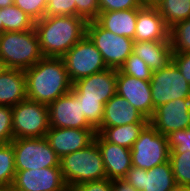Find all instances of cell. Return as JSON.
<instances>
[{"label":"cell","instance_id":"obj_6","mask_svg":"<svg viewBox=\"0 0 190 191\" xmlns=\"http://www.w3.org/2000/svg\"><path fill=\"white\" fill-rule=\"evenodd\" d=\"M167 136L159 133L150 123L140 132L131 148L132 166L144 170L169 161Z\"/></svg>","mask_w":190,"mask_h":191},{"label":"cell","instance_id":"obj_42","mask_svg":"<svg viewBox=\"0 0 190 191\" xmlns=\"http://www.w3.org/2000/svg\"><path fill=\"white\" fill-rule=\"evenodd\" d=\"M14 0H0V8H5L13 5Z\"/></svg>","mask_w":190,"mask_h":191},{"label":"cell","instance_id":"obj_1","mask_svg":"<svg viewBox=\"0 0 190 191\" xmlns=\"http://www.w3.org/2000/svg\"><path fill=\"white\" fill-rule=\"evenodd\" d=\"M27 99L49 105L69 93L72 83L62 58L43 57L25 70Z\"/></svg>","mask_w":190,"mask_h":191},{"label":"cell","instance_id":"obj_15","mask_svg":"<svg viewBox=\"0 0 190 191\" xmlns=\"http://www.w3.org/2000/svg\"><path fill=\"white\" fill-rule=\"evenodd\" d=\"M123 180L137 191H169L176 184L169 161L150 170L132 166Z\"/></svg>","mask_w":190,"mask_h":191},{"label":"cell","instance_id":"obj_7","mask_svg":"<svg viewBox=\"0 0 190 191\" xmlns=\"http://www.w3.org/2000/svg\"><path fill=\"white\" fill-rule=\"evenodd\" d=\"M86 35L102 54L108 68L119 69L133 53V39L117 36L102 28L95 20L87 22Z\"/></svg>","mask_w":190,"mask_h":191},{"label":"cell","instance_id":"obj_14","mask_svg":"<svg viewBox=\"0 0 190 191\" xmlns=\"http://www.w3.org/2000/svg\"><path fill=\"white\" fill-rule=\"evenodd\" d=\"M48 107L50 127L94 129L82 112L81 102L71 91L51 102Z\"/></svg>","mask_w":190,"mask_h":191},{"label":"cell","instance_id":"obj_21","mask_svg":"<svg viewBox=\"0 0 190 191\" xmlns=\"http://www.w3.org/2000/svg\"><path fill=\"white\" fill-rule=\"evenodd\" d=\"M133 54L142 59L152 71L167 67L172 62L170 41H136Z\"/></svg>","mask_w":190,"mask_h":191},{"label":"cell","instance_id":"obj_9","mask_svg":"<svg viewBox=\"0 0 190 191\" xmlns=\"http://www.w3.org/2000/svg\"><path fill=\"white\" fill-rule=\"evenodd\" d=\"M11 144L14 149L16 170L60 167V158L45 137L16 138Z\"/></svg>","mask_w":190,"mask_h":191},{"label":"cell","instance_id":"obj_30","mask_svg":"<svg viewBox=\"0 0 190 191\" xmlns=\"http://www.w3.org/2000/svg\"><path fill=\"white\" fill-rule=\"evenodd\" d=\"M119 70L126 75L133 76L138 79L150 81L152 77V70L149 66L135 54H131L119 68Z\"/></svg>","mask_w":190,"mask_h":191},{"label":"cell","instance_id":"obj_16","mask_svg":"<svg viewBox=\"0 0 190 191\" xmlns=\"http://www.w3.org/2000/svg\"><path fill=\"white\" fill-rule=\"evenodd\" d=\"M116 77V93L149 120L154 113L150 81L123 74L119 69H117Z\"/></svg>","mask_w":190,"mask_h":191},{"label":"cell","instance_id":"obj_40","mask_svg":"<svg viewBox=\"0 0 190 191\" xmlns=\"http://www.w3.org/2000/svg\"><path fill=\"white\" fill-rule=\"evenodd\" d=\"M112 188H113V191H137L134 187L126 183L123 179L113 180Z\"/></svg>","mask_w":190,"mask_h":191},{"label":"cell","instance_id":"obj_4","mask_svg":"<svg viewBox=\"0 0 190 191\" xmlns=\"http://www.w3.org/2000/svg\"><path fill=\"white\" fill-rule=\"evenodd\" d=\"M0 57L8 69L25 71L35 65L44 57L35 28L22 32L1 33Z\"/></svg>","mask_w":190,"mask_h":191},{"label":"cell","instance_id":"obj_43","mask_svg":"<svg viewBox=\"0 0 190 191\" xmlns=\"http://www.w3.org/2000/svg\"><path fill=\"white\" fill-rule=\"evenodd\" d=\"M7 69H8V67L6 66V63H5L4 60L0 57V75H1L2 73H4Z\"/></svg>","mask_w":190,"mask_h":191},{"label":"cell","instance_id":"obj_19","mask_svg":"<svg viewBox=\"0 0 190 191\" xmlns=\"http://www.w3.org/2000/svg\"><path fill=\"white\" fill-rule=\"evenodd\" d=\"M170 29L152 3L138 8L136 31L133 41H170Z\"/></svg>","mask_w":190,"mask_h":191},{"label":"cell","instance_id":"obj_32","mask_svg":"<svg viewBox=\"0 0 190 191\" xmlns=\"http://www.w3.org/2000/svg\"><path fill=\"white\" fill-rule=\"evenodd\" d=\"M78 16V0H47L45 17Z\"/></svg>","mask_w":190,"mask_h":191},{"label":"cell","instance_id":"obj_33","mask_svg":"<svg viewBox=\"0 0 190 191\" xmlns=\"http://www.w3.org/2000/svg\"><path fill=\"white\" fill-rule=\"evenodd\" d=\"M13 4L19 7L34 22L45 17L47 0H14Z\"/></svg>","mask_w":190,"mask_h":191},{"label":"cell","instance_id":"obj_46","mask_svg":"<svg viewBox=\"0 0 190 191\" xmlns=\"http://www.w3.org/2000/svg\"><path fill=\"white\" fill-rule=\"evenodd\" d=\"M64 191H73L72 188L68 187L67 189H65Z\"/></svg>","mask_w":190,"mask_h":191},{"label":"cell","instance_id":"obj_22","mask_svg":"<svg viewBox=\"0 0 190 191\" xmlns=\"http://www.w3.org/2000/svg\"><path fill=\"white\" fill-rule=\"evenodd\" d=\"M138 9L100 12L95 21L117 36L134 39Z\"/></svg>","mask_w":190,"mask_h":191},{"label":"cell","instance_id":"obj_23","mask_svg":"<svg viewBox=\"0 0 190 191\" xmlns=\"http://www.w3.org/2000/svg\"><path fill=\"white\" fill-rule=\"evenodd\" d=\"M27 99L25 71L7 69L0 75V105L15 106Z\"/></svg>","mask_w":190,"mask_h":191},{"label":"cell","instance_id":"obj_3","mask_svg":"<svg viewBox=\"0 0 190 191\" xmlns=\"http://www.w3.org/2000/svg\"><path fill=\"white\" fill-rule=\"evenodd\" d=\"M60 169L70 188L106 178L101 152L95 141L84 149L63 156Z\"/></svg>","mask_w":190,"mask_h":191},{"label":"cell","instance_id":"obj_10","mask_svg":"<svg viewBox=\"0 0 190 191\" xmlns=\"http://www.w3.org/2000/svg\"><path fill=\"white\" fill-rule=\"evenodd\" d=\"M150 85L154 110L172 100L190 98V84L173 62L153 71Z\"/></svg>","mask_w":190,"mask_h":191},{"label":"cell","instance_id":"obj_18","mask_svg":"<svg viewBox=\"0 0 190 191\" xmlns=\"http://www.w3.org/2000/svg\"><path fill=\"white\" fill-rule=\"evenodd\" d=\"M101 152L106 178L122 180L132 167L131 149L106 141L99 133L94 140Z\"/></svg>","mask_w":190,"mask_h":191},{"label":"cell","instance_id":"obj_31","mask_svg":"<svg viewBox=\"0 0 190 191\" xmlns=\"http://www.w3.org/2000/svg\"><path fill=\"white\" fill-rule=\"evenodd\" d=\"M88 123L97 131L101 127L104 104L98 100L78 99Z\"/></svg>","mask_w":190,"mask_h":191},{"label":"cell","instance_id":"obj_27","mask_svg":"<svg viewBox=\"0 0 190 191\" xmlns=\"http://www.w3.org/2000/svg\"><path fill=\"white\" fill-rule=\"evenodd\" d=\"M169 162L176 184L190 187V150H170Z\"/></svg>","mask_w":190,"mask_h":191},{"label":"cell","instance_id":"obj_28","mask_svg":"<svg viewBox=\"0 0 190 191\" xmlns=\"http://www.w3.org/2000/svg\"><path fill=\"white\" fill-rule=\"evenodd\" d=\"M15 174L13 145L11 143L0 144V187L11 188Z\"/></svg>","mask_w":190,"mask_h":191},{"label":"cell","instance_id":"obj_12","mask_svg":"<svg viewBox=\"0 0 190 191\" xmlns=\"http://www.w3.org/2000/svg\"><path fill=\"white\" fill-rule=\"evenodd\" d=\"M149 123L164 136L190 127V98L172 100L154 110Z\"/></svg>","mask_w":190,"mask_h":191},{"label":"cell","instance_id":"obj_8","mask_svg":"<svg viewBox=\"0 0 190 191\" xmlns=\"http://www.w3.org/2000/svg\"><path fill=\"white\" fill-rule=\"evenodd\" d=\"M62 59L72 84L108 69L102 54L87 35L79 40Z\"/></svg>","mask_w":190,"mask_h":191},{"label":"cell","instance_id":"obj_35","mask_svg":"<svg viewBox=\"0 0 190 191\" xmlns=\"http://www.w3.org/2000/svg\"><path fill=\"white\" fill-rule=\"evenodd\" d=\"M13 139L12 107L0 105V144L11 143Z\"/></svg>","mask_w":190,"mask_h":191},{"label":"cell","instance_id":"obj_41","mask_svg":"<svg viewBox=\"0 0 190 191\" xmlns=\"http://www.w3.org/2000/svg\"><path fill=\"white\" fill-rule=\"evenodd\" d=\"M169 191H190V187L175 184Z\"/></svg>","mask_w":190,"mask_h":191},{"label":"cell","instance_id":"obj_5","mask_svg":"<svg viewBox=\"0 0 190 191\" xmlns=\"http://www.w3.org/2000/svg\"><path fill=\"white\" fill-rule=\"evenodd\" d=\"M49 107L29 99L12 106L13 137L43 138L49 130Z\"/></svg>","mask_w":190,"mask_h":191},{"label":"cell","instance_id":"obj_11","mask_svg":"<svg viewBox=\"0 0 190 191\" xmlns=\"http://www.w3.org/2000/svg\"><path fill=\"white\" fill-rule=\"evenodd\" d=\"M67 185L60 167L16 170L12 191H64Z\"/></svg>","mask_w":190,"mask_h":191},{"label":"cell","instance_id":"obj_29","mask_svg":"<svg viewBox=\"0 0 190 191\" xmlns=\"http://www.w3.org/2000/svg\"><path fill=\"white\" fill-rule=\"evenodd\" d=\"M169 39L173 53L190 52V18L172 26Z\"/></svg>","mask_w":190,"mask_h":191},{"label":"cell","instance_id":"obj_25","mask_svg":"<svg viewBox=\"0 0 190 191\" xmlns=\"http://www.w3.org/2000/svg\"><path fill=\"white\" fill-rule=\"evenodd\" d=\"M152 4L169 29L190 18V0H154Z\"/></svg>","mask_w":190,"mask_h":191},{"label":"cell","instance_id":"obj_20","mask_svg":"<svg viewBox=\"0 0 190 191\" xmlns=\"http://www.w3.org/2000/svg\"><path fill=\"white\" fill-rule=\"evenodd\" d=\"M131 123H149V120L117 93L104 104L101 127H114Z\"/></svg>","mask_w":190,"mask_h":191},{"label":"cell","instance_id":"obj_2","mask_svg":"<svg viewBox=\"0 0 190 191\" xmlns=\"http://www.w3.org/2000/svg\"><path fill=\"white\" fill-rule=\"evenodd\" d=\"M87 21L80 16L44 17L35 21L44 57L62 58L86 35Z\"/></svg>","mask_w":190,"mask_h":191},{"label":"cell","instance_id":"obj_34","mask_svg":"<svg viewBox=\"0 0 190 191\" xmlns=\"http://www.w3.org/2000/svg\"><path fill=\"white\" fill-rule=\"evenodd\" d=\"M146 0H98L99 13L141 8Z\"/></svg>","mask_w":190,"mask_h":191},{"label":"cell","instance_id":"obj_45","mask_svg":"<svg viewBox=\"0 0 190 191\" xmlns=\"http://www.w3.org/2000/svg\"><path fill=\"white\" fill-rule=\"evenodd\" d=\"M2 33V14L0 13V34Z\"/></svg>","mask_w":190,"mask_h":191},{"label":"cell","instance_id":"obj_37","mask_svg":"<svg viewBox=\"0 0 190 191\" xmlns=\"http://www.w3.org/2000/svg\"><path fill=\"white\" fill-rule=\"evenodd\" d=\"M99 14L98 0H78V16L87 22L93 21Z\"/></svg>","mask_w":190,"mask_h":191},{"label":"cell","instance_id":"obj_26","mask_svg":"<svg viewBox=\"0 0 190 191\" xmlns=\"http://www.w3.org/2000/svg\"><path fill=\"white\" fill-rule=\"evenodd\" d=\"M3 32H22L34 29L35 22L16 5L0 8Z\"/></svg>","mask_w":190,"mask_h":191},{"label":"cell","instance_id":"obj_39","mask_svg":"<svg viewBox=\"0 0 190 191\" xmlns=\"http://www.w3.org/2000/svg\"><path fill=\"white\" fill-rule=\"evenodd\" d=\"M172 62L177 66L182 76L190 84V52L173 53Z\"/></svg>","mask_w":190,"mask_h":191},{"label":"cell","instance_id":"obj_24","mask_svg":"<svg viewBox=\"0 0 190 191\" xmlns=\"http://www.w3.org/2000/svg\"><path fill=\"white\" fill-rule=\"evenodd\" d=\"M148 123H131L114 127H100L97 130L106 141L131 149L140 132Z\"/></svg>","mask_w":190,"mask_h":191},{"label":"cell","instance_id":"obj_13","mask_svg":"<svg viewBox=\"0 0 190 191\" xmlns=\"http://www.w3.org/2000/svg\"><path fill=\"white\" fill-rule=\"evenodd\" d=\"M117 69L108 68L73 83L71 92L78 99L98 100L105 104L117 90Z\"/></svg>","mask_w":190,"mask_h":191},{"label":"cell","instance_id":"obj_47","mask_svg":"<svg viewBox=\"0 0 190 191\" xmlns=\"http://www.w3.org/2000/svg\"><path fill=\"white\" fill-rule=\"evenodd\" d=\"M154 0H146V3H152Z\"/></svg>","mask_w":190,"mask_h":191},{"label":"cell","instance_id":"obj_36","mask_svg":"<svg viewBox=\"0 0 190 191\" xmlns=\"http://www.w3.org/2000/svg\"><path fill=\"white\" fill-rule=\"evenodd\" d=\"M170 150H190V127L167 135Z\"/></svg>","mask_w":190,"mask_h":191},{"label":"cell","instance_id":"obj_17","mask_svg":"<svg viewBox=\"0 0 190 191\" xmlns=\"http://www.w3.org/2000/svg\"><path fill=\"white\" fill-rule=\"evenodd\" d=\"M95 129H75L50 127L45 138L61 159L63 156L81 150L94 142Z\"/></svg>","mask_w":190,"mask_h":191},{"label":"cell","instance_id":"obj_38","mask_svg":"<svg viewBox=\"0 0 190 191\" xmlns=\"http://www.w3.org/2000/svg\"><path fill=\"white\" fill-rule=\"evenodd\" d=\"M72 189L73 191H113L112 180L107 178L85 182Z\"/></svg>","mask_w":190,"mask_h":191},{"label":"cell","instance_id":"obj_44","mask_svg":"<svg viewBox=\"0 0 190 191\" xmlns=\"http://www.w3.org/2000/svg\"><path fill=\"white\" fill-rule=\"evenodd\" d=\"M0 191H12V189L7 187H0Z\"/></svg>","mask_w":190,"mask_h":191}]
</instances>
